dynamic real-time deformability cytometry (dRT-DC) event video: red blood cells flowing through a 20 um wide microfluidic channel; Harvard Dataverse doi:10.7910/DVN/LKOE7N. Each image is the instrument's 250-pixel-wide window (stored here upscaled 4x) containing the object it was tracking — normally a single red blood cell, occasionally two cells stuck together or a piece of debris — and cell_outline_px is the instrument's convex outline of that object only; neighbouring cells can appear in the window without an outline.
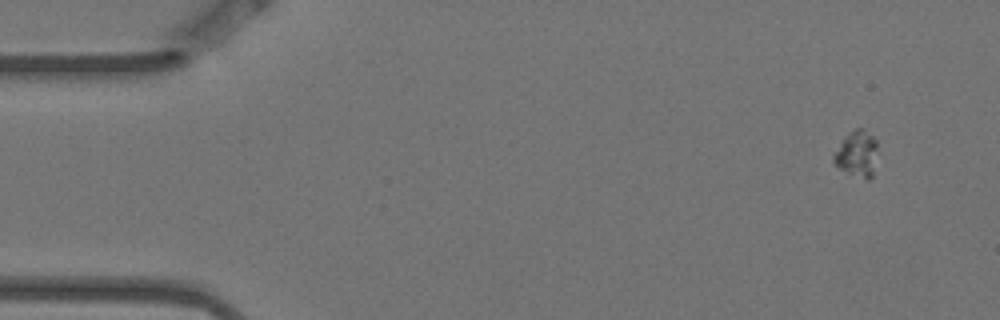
{"species": "Egyptian fruit bat (a non-hibernating species)", "species_latin": "Rousettus aegyptiacus", "temperature_condition": "warm", "stored_images_in_passage": 3, "camera_frame_rate_fps": 3000, "um_per_image_px": 0.085, "animal": {"sex": "female"}, "frame": {"image": 1, "passage_image": 1, "time_ms": 0.0, "image_size_px": [1000, 320], "cell_outline_px": [[876, 144], [872, 176], [868, 180], [848, 172], [840, 168], [832, 160], [832, 156], [844, 136], [848, 132], [856, 128], [864, 128], [876, 140]], "centroid_in_image_um": [72.8, 13.03], "position_along_channel_um": 12.2, "area_um2": 11.44}}